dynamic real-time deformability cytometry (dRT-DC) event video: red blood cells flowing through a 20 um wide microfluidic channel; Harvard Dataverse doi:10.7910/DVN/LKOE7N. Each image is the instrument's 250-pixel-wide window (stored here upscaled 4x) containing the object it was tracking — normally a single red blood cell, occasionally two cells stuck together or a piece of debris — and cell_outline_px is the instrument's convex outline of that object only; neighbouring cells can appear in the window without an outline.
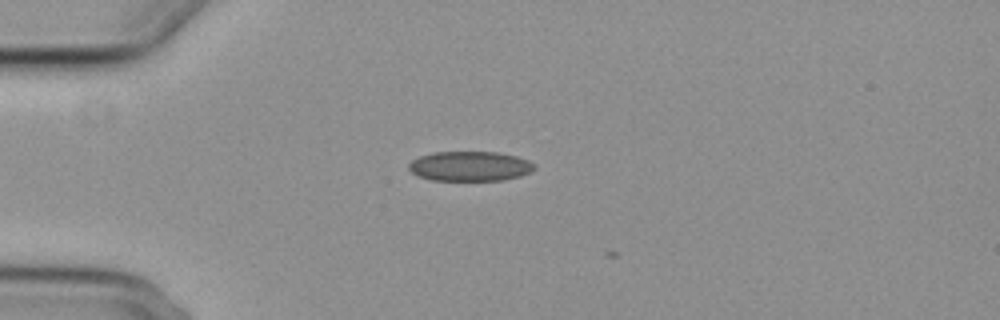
{"species": "common noctule bat (a hibernating species)", "species_latin": "Nyctalus noctula", "temperature_condition": "cold", "stored_images_in_passage": 2, "camera_frame_rate_fps": 3000, "um_per_image_px": 0.085, "animal": {"sex": "female", "body_mass_g": 29.2, "forearm_length_mm": 56.3}, "frame": {"image": 1, "passage_image": 1, "time_ms": 0.0, "image_size_px": [1000, 320], "cell_outline_px": [[536, 168], [520, 176], [504, 180], [432, 180], [416, 176], [408, 168], [408, 164], [412, 160], [420, 156], [432, 152], [496, 152], [516, 156], [528, 160], [536, 164]], "centroid_in_image_um": [39.93, 14.12], "position_along_channel_um": 45.1, "area_um2": 21.85}}